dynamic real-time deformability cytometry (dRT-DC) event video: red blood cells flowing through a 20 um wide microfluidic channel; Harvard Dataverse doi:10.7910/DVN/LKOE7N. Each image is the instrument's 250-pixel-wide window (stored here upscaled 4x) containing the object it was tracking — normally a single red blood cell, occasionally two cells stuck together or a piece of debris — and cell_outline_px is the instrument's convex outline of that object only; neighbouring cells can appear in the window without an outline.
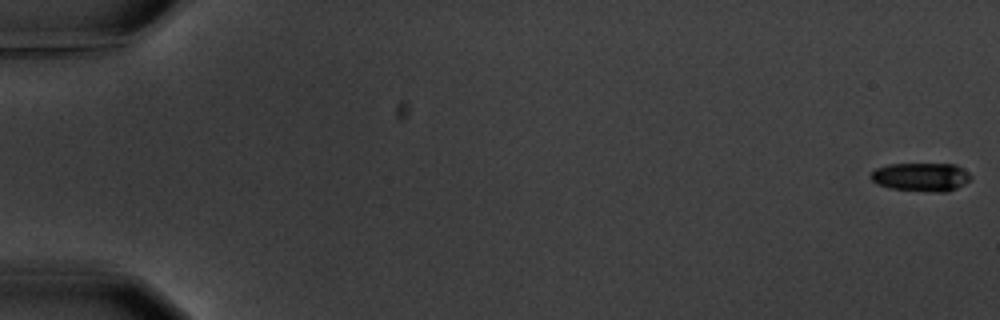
{"species": "common noctule bat (a hibernating species)", "species_latin": "Nyctalus noctula", "temperature_condition": "warm", "stored_images_in_passage": 5, "segment_of_instrument_passage": [2, 2], "camera_frame_rate_fps": 3000, "um_per_image_px": 0.085, "animal": {"sex": "male", "body_mass_g": 20.1, "forearm_length_mm": 53.5}, "frame": {"image": 1, "passage_image": 5, "time_ms": 6.0, "image_size_px": [1000, 320], "cell_outline_px": [[972, 180], [948, 192], [936, 192], [888, 188], [876, 184], [868, 176], [876, 168], [888, 164], [956, 164], [968, 172], [972, 176]], "centroid_in_image_um": [78.29, 15.04], "position_along_channel_um": 6.7, "area_um2": 16.82}}